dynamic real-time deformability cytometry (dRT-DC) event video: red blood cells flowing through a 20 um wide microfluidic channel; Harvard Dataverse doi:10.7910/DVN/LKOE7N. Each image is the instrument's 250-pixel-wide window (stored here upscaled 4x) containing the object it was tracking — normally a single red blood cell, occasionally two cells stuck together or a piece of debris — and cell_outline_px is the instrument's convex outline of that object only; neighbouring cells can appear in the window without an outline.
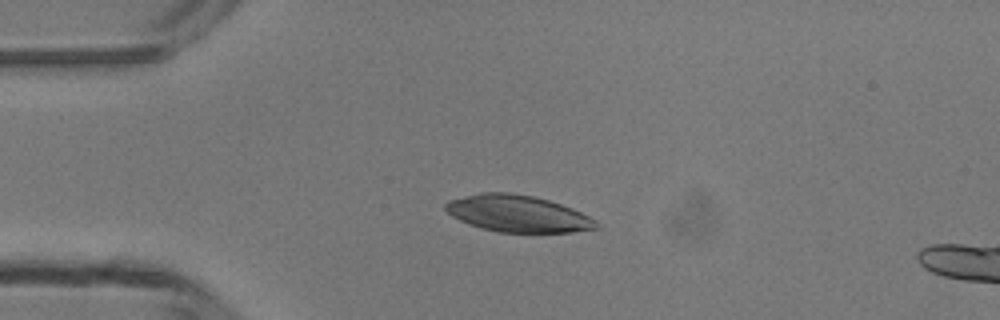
{"species": "common noctule bat (a hibernating species)", "species_latin": "Nyctalus noctula", "temperature_condition": "room temperature", "stored_images_in_passage": 4, "camera_frame_rate_fps": 3000, "um_per_image_px": 0.085, "animal": {"sex": "male", "body_mass_g": 13.3}, "frame": {"image": 1, "passage_image": 3, "time_ms": 2.333, "image_size_px": [1000, 320], "cell_outline_px": [[600, 228], [572, 232], [500, 232], [480, 228], [468, 224], [452, 216], [444, 208], [444, 204], [448, 200], [480, 192], [508, 192], [532, 196], [548, 200], [572, 208], [596, 220], [600, 224]], "centroid_in_image_um": [44.0, 18.16], "position_along_channel_um": 41.0, "area_um2": 32.31}}